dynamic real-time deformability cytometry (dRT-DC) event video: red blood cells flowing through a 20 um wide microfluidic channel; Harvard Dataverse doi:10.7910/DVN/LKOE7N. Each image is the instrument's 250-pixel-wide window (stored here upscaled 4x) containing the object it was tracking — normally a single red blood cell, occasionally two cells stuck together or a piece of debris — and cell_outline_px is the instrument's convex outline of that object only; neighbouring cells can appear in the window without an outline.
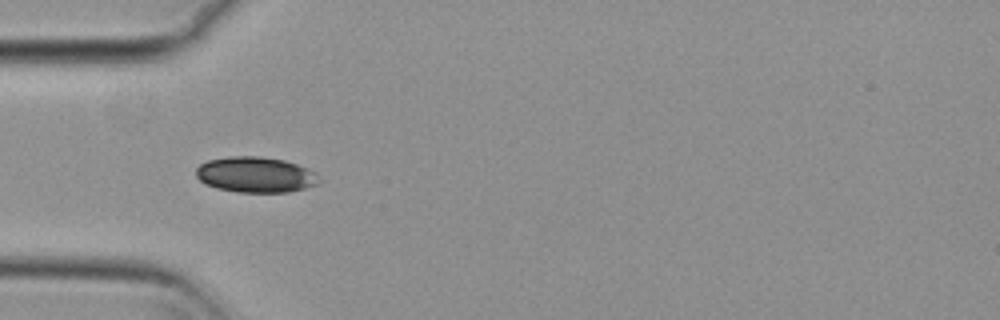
{"species": "common noctule bat (a hibernating species)", "species_latin": "Nyctalus noctula", "temperature_condition": "cold", "stored_images_in_passage": 39, "camera_frame_rate_fps": 3000, "um_per_image_px": 0.085, "animal": {"sex": "female", "body_mass_g": 29.2, "forearm_length_mm": 56.3}, "frame": {"image": 1, "passage_image": 1, "time_ms": 0.0, "image_size_px": [1000, 320], "cell_outline_px": [[320, 180], [316, 184], [304, 188], [288, 192], [240, 192], [216, 188], [204, 184], [196, 176], [196, 168], [200, 164], [208, 160], [228, 156], [260, 156], [284, 160], [308, 168], [316, 172]], "centroid_in_image_um": [21.7, 14.84], "position_along_channel_um": 63.3, "area_um2": 25.61}}
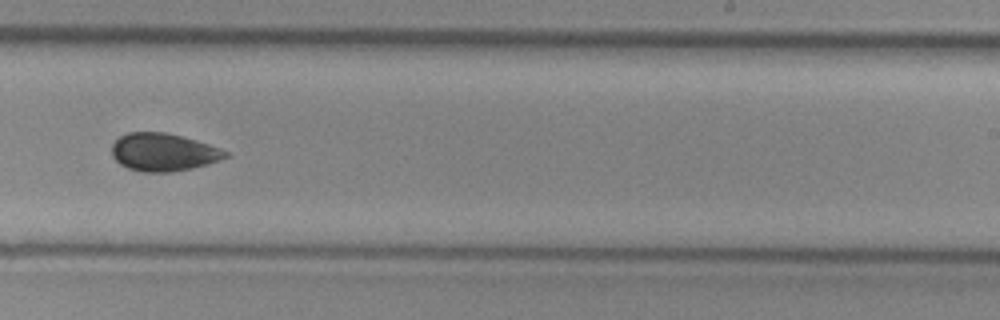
{"frame": {"image": 2, "passage_image": 18, "time_ms": 5.667, "image_size_px": [1000, 320], "cell_outline_px": [[228, 156], [220, 160], [192, 168], [172, 172], [144, 172], [128, 168], [120, 164], [112, 156], [112, 144], [120, 136], [128, 132], [164, 132], [196, 140], [220, 148], [228, 152]], "centroid_in_image_um": [13.87, 12.94], "position_along_channel_um": 275.1, "area_um2": 24.91}}
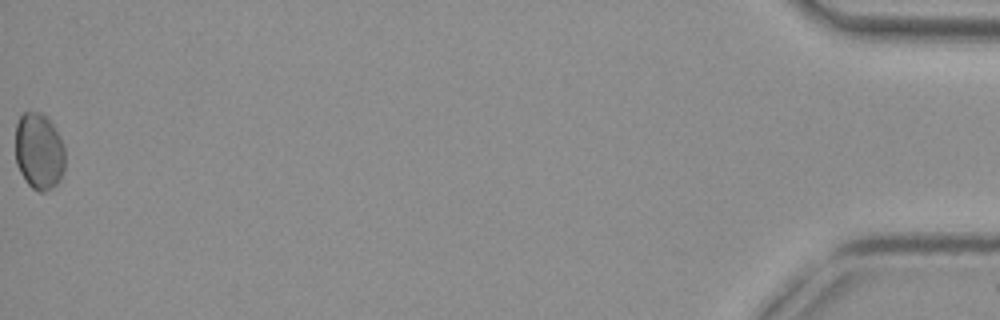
{"frame": {"image": 3, "passage_image": 39, "time_ms": 12.667, "image_size_px": [1000, 320], "cell_outline_px": [[64, 172], [60, 180], [52, 188], [44, 192], [40, 192], [32, 188], [28, 184], [20, 172], [16, 164], [16, 124], [20, 116], [24, 112], [40, 112], [48, 116], [60, 136], [64, 144]], "centroid_in_image_um": [3.33, 12.85], "position_along_channel_um": 431.9, "area_um2": 22.48}, "authors_computed_cell_mechanics": {"area_um2": 24.7962, "velocity_mm_per_s": 3.7571, "shape_relaxation_time_tau1_ms": 7.0419, "shape_relaxation_time_tau2_ms": 1.3075, "deformation_change_tau1": 0.1101, "deformation_change_tau2": 0.042}}